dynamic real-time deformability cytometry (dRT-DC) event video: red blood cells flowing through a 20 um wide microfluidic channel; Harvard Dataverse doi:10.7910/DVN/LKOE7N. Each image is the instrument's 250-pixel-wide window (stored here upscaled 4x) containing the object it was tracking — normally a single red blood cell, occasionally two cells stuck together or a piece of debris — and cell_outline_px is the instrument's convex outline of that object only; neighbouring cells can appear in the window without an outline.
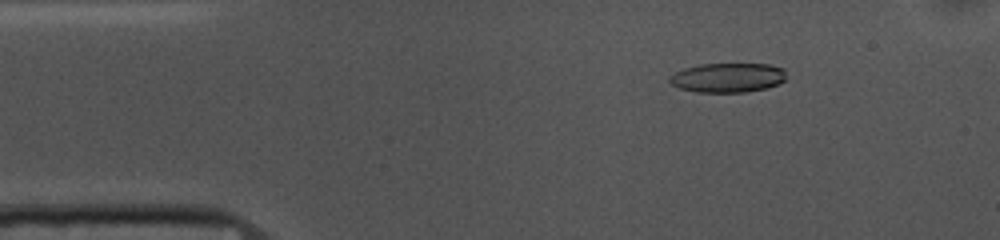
{"species": "common noctule bat (a hibernating species)", "species_latin": "Nyctalus noctula", "temperature_condition": "cold", "stored_images_in_passage": 53, "camera_frame_rate_fps": 3000, "um_per_image_px": 0.085, "animal": {"sex": "female", "body_mass_g": 10.0, "forearm_length_mm": 53.1}, "frame": {"image": 1, "passage_image": 7, "time_ms": 2.0, "image_size_px": [1000, 240], "cell_outline_px": [[784, 80], [768, 88], [748, 92], [696, 92], [680, 88], [672, 84], [668, 80], [668, 76], [684, 68], [700, 64], [768, 64], [784, 68]], "centroid_in_image_um": [61.83, 6.6], "position_along_channel_um": 23.2, "area_um2": 20.0}}
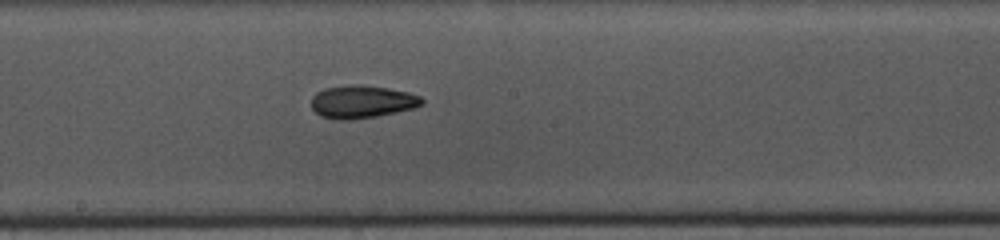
{"frame": {"image": 2, "passage_image": 27, "time_ms": 8.667, "image_size_px": [1000, 240], "cell_outline_px": [[424, 104], [416, 108], [376, 116], [348, 120], [340, 120], [320, 116], [312, 108], [312, 96], [316, 92], [324, 88], [352, 84], [360, 84], [388, 88], [408, 92], [420, 96], [424, 100]], "centroid_in_image_um": [30.78, 8.64], "position_along_channel_um": 217.4, "area_um2": 21.27}}
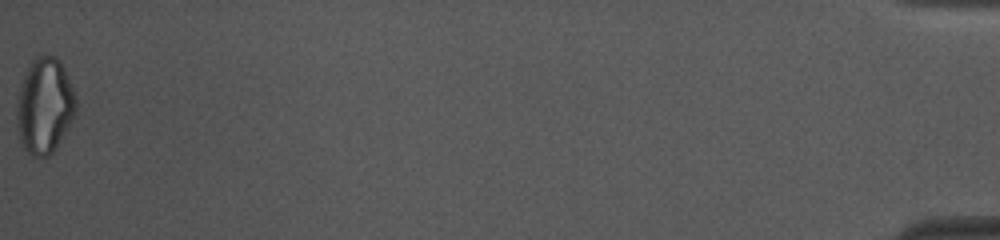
{"frame": {"image": 3, "passage_image": 53, "time_ms": 17.333, "image_size_px": [1000, 240], "cell_outline_px": [[76, 112], [68, 128], [52, 152], [48, 156], [32, 156], [20, 144], [16, 120], [16, 104], [20, 84], [32, 60], [36, 56], [56, 56], [64, 68], [76, 96]], "centroid_in_image_um": [3.77, 9.0], "position_along_channel_um": 431.4, "area_um2": 33.0}, "authors_computed_cell_mechanics": {"area_um2": 20.8658, "velocity_mm_per_s": 3.7065, "shape_relaxation_time_tau1_ms": 9.1216, "shape_relaxation_time_tau2_ms": 5.0003, "deformation_change_tau1": 0.1916, "deformation_change_tau2": 0.1307}}